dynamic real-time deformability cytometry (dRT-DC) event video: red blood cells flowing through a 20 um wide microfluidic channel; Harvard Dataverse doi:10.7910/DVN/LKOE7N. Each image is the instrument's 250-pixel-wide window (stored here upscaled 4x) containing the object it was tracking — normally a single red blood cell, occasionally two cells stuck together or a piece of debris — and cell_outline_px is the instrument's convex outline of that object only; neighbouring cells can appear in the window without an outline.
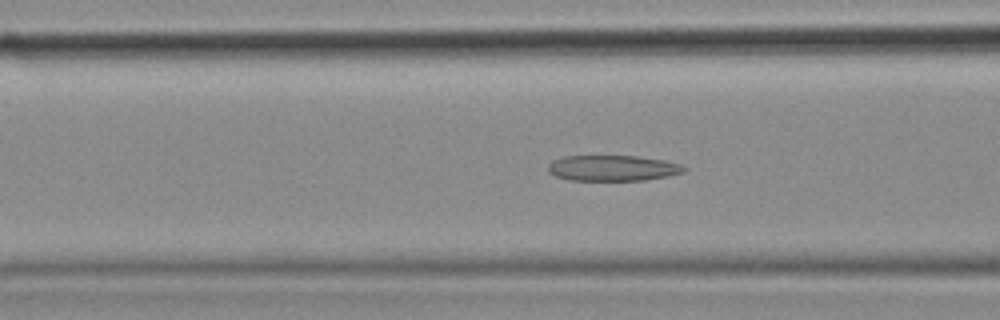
{"species": "common noctule bat (a hibernating species)", "species_latin": "Nyctalus noctula", "temperature_condition": "cold", "stored_images_in_passage": 48, "camera_frame_rate_fps": 3000, "um_per_image_px": 0.085, "animal": {"sex": "female", "body_mass_g": 18.4}, "frame": {"image": 1, "passage_image": 18, "time_ms": 5.667, "image_size_px": [1000, 320], "cell_outline_px": [[688, 168], [684, 172], [668, 176], [644, 180], [568, 180], [556, 176], [548, 172], [548, 164], [552, 160], [564, 156], [636, 156], [664, 160], [680, 164]], "centroid_in_image_um": [52.07, 14.28], "position_along_channel_um": 114.5, "area_um2": 20.4}}
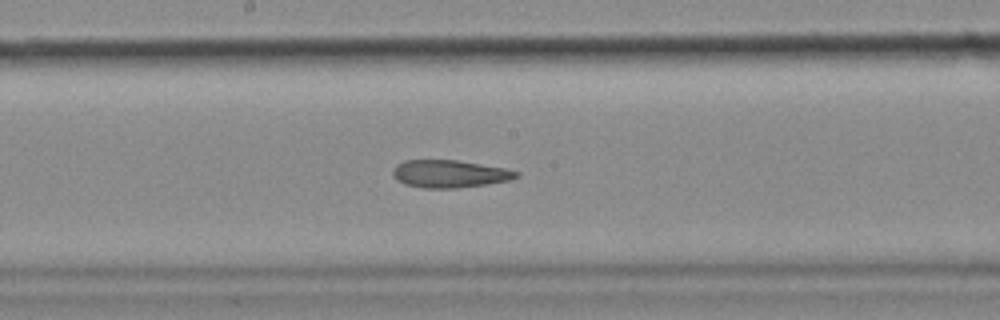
{"frame": {"image": 2, "passage_image": 25, "time_ms": 8.0, "image_size_px": [1000, 320], "cell_outline_px": [[520, 176], [512, 180], [456, 188], [424, 188], [404, 184], [396, 180], [392, 176], [392, 168], [396, 164], [404, 160], [456, 160], [504, 168], [520, 172]], "centroid_in_image_um": [38.18, 14.77], "position_along_channel_um": 210.0, "area_um2": 19.94}}
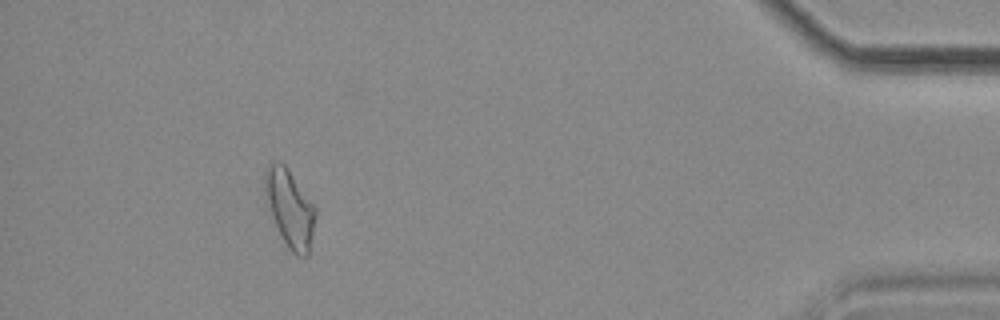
{"frame": {"image": 3, "passage_image": 44, "time_ms": 14.333, "image_size_px": [1000, 320], "cell_outline_px": [[316, 216], [308, 256], [296, 256], [288, 248], [272, 216], [264, 188], [264, 176], [268, 164], [276, 160], [280, 160], [284, 164], [316, 208]], "centroid_in_image_um": [24.64, 17.69], "position_along_channel_um": 410.6, "area_um2": 22.31}}